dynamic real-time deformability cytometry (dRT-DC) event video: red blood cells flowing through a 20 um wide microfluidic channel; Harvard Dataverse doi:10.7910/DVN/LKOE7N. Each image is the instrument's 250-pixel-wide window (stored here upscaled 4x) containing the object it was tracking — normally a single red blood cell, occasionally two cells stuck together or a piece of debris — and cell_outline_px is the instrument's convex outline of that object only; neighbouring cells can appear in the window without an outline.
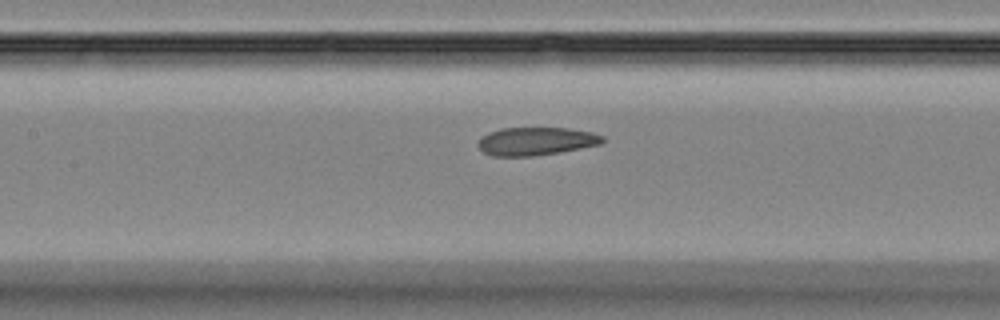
{"species": "Egyptian fruit bat (a non-hibernating species)", "species_latin": "Rousettus aegyptiacus", "temperature_condition": "room temperature", "stored_images_in_passage": 44, "camera_frame_rate_fps": 3000, "um_per_image_px": 0.085, "animal": {"sex": "female"}, "frame": {"image": 1, "passage_image": 25, "time_ms": 8.0, "image_size_px": [1000, 320], "cell_outline_px": [[604, 140], [600, 144], [560, 152], [532, 156], [492, 156], [484, 152], [476, 144], [480, 136], [488, 132], [500, 128], [568, 128], [592, 132], [604, 136]], "centroid_in_image_um": [45.52, 12.0], "position_along_channel_um": 161.9, "area_um2": 20.46}}
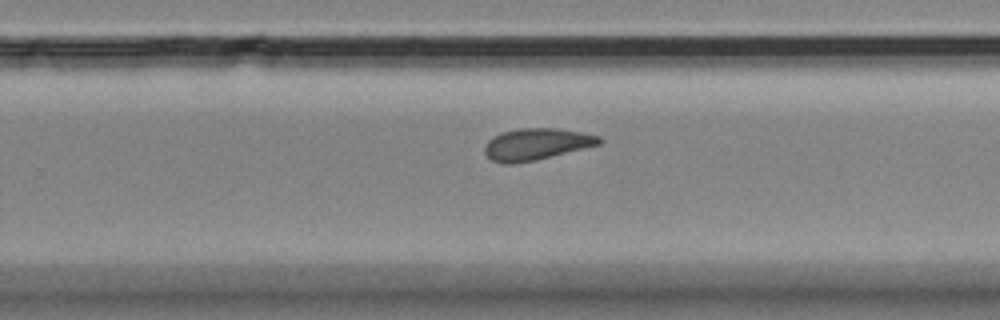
{"frame": {"image": 2, "passage_image": 35, "time_ms": 11.333, "image_size_px": [1000, 320], "cell_outline_px": [[604, 140], [600, 144], [536, 160], [512, 164], [504, 164], [492, 160], [484, 152], [484, 144], [492, 136], [500, 132], [520, 128], [556, 128], [580, 132], [600, 136]], "centroid_in_image_um": [45.56, 12.25], "position_along_channel_um": 284.2, "area_um2": 21.21}}
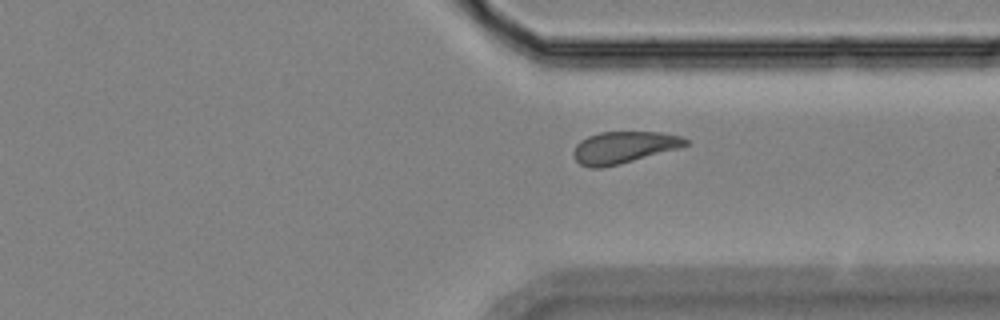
{"frame": {"image": 3, "passage_image": 41, "time_ms": 13.333, "image_size_px": [1000, 320], "cell_outline_px": [[688, 144], [680, 148], [620, 164], [600, 168], [588, 168], [580, 164], [576, 160], [572, 152], [576, 144], [580, 140], [588, 136], [600, 132], [660, 132], [680, 136], [688, 140]], "centroid_in_image_um": [52.99, 12.53], "position_along_channel_um": 358.4, "area_um2": 20.87}}